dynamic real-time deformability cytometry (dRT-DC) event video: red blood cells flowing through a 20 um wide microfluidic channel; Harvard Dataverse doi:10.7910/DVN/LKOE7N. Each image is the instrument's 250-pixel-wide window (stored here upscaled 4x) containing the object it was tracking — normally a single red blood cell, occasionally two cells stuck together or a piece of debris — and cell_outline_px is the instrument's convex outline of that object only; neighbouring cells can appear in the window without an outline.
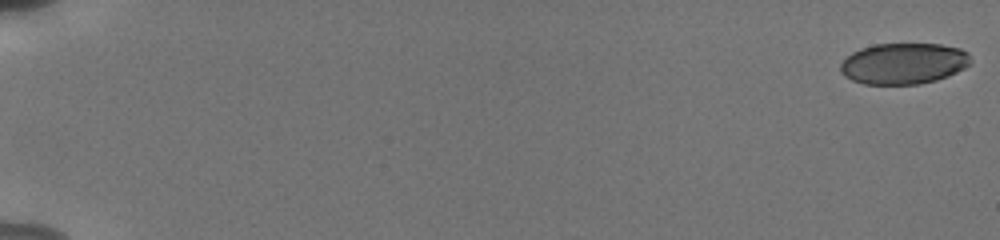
{"species": "human", "species_latin": "Homo sapiens", "temperature_condition": "cold", "stored_images_in_passage": 56, "camera_frame_rate_fps": 3000, "um_per_image_px": 0.085, "donor": {"sex": "male"}, "frame": {"image": 1, "passage_image": 1, "time_ms": 0.0, "image_size_px": [1000, 240], "cell_outline_px": [[968, 64], [964, 68], [948, 76], [936, 80], [920, 84], [864, 84], [852, 80], [844, 76], [840, 72], [840, 64], [852, 52], [860, 48], [876, 44], [940, 44], [960, 48], [968, 52]], "centroid_in_image_um": [76.77, 5.4], "position_along_channel_um": 8.2, "area_um2": 31.1}}
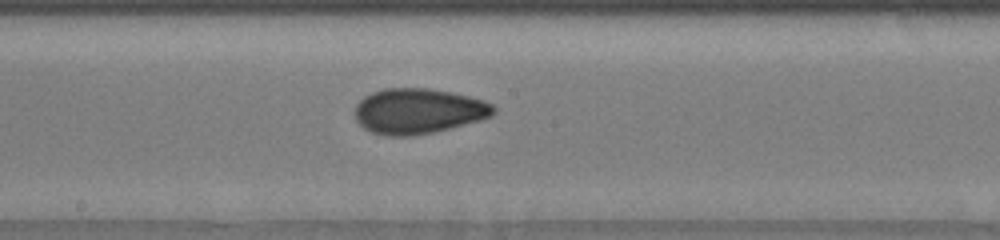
{"frame": {"image": 2, "passage_image": 33, "time_ms": 10.667, "image_size_px": [1000, 240], "cell_outline_px": [[496, 112], [492, 116], [480, 120], [432, 132], [412, 136], [388, 136], [372, 132], [364, 128], [356, 120], [356, 104], [364, 96], [372, 92], [384, 88], [428, 88], [452, 92], [484, 100], [492, 104], [496, 108]], "centroid_in_image_um": [35.56, 9.43], "position_along_channel_um": 212.6, "area_um2": 36.59}}
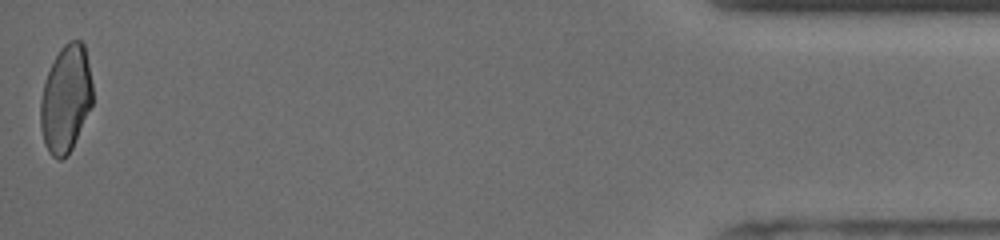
{"frame": {"image": 3, "passage_image": 56, "time_ms": 18.333, "image_size_px": [1000, 240], "cell_outline_px": [[92, 104], [72, 148], [60, 160], [56, 160], [48, 152], [44, 144], [40, 124], [40, 100], [44, 84], [48, 72], [60, 48], [68, 40], [80, 40], [84, 44], [92, 84]], "centroid_in_image_um": [5.58, 8.41], "position_along_channel_um": 429.6, "area_um2": 32.31}, "authors_computed_cell_mechanics": {"area_um2": 34.102, "velocity_mm_per_s": 3.8227, "shape_relaxation_time_tau1_ms": 8.9393, "shape_relaxation_time_tau2_ms": 1.8172, "deformation_change_tau1": 0.164, "deformation_change_tau2": 0.066}}